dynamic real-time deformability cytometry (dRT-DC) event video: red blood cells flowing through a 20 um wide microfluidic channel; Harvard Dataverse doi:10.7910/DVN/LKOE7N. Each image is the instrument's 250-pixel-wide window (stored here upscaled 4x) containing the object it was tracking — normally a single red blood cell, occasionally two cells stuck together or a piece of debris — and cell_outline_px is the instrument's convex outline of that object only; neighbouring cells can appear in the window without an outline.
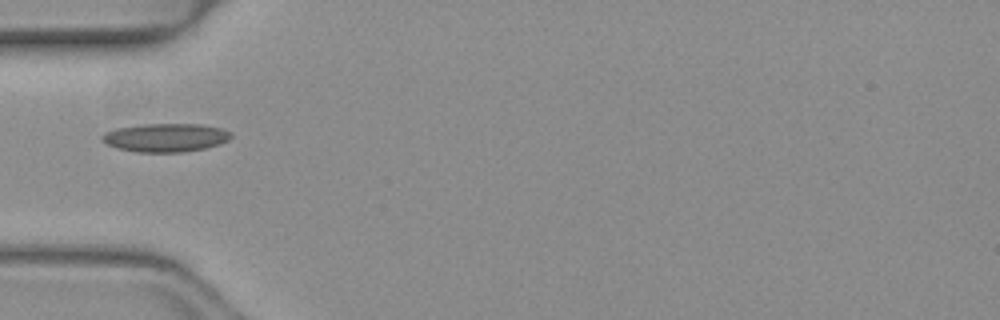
{"species": "common noctule bat (a hibernating species)", "species_latin": "Nyctalus noctula", "temperature_condition": "warm", "stored_images_in_passage": 35, "camera_frame_rate_fps": 3000, "um_per_image_px": 0.085, "animal": {"sex": "female", "body_mass_g": 19.3, "forearm_length_mm": 54.1}, "frame": {"image": 1, "passage_image": 1, "time_ms": 0.0, "image_size_px": [1000, 320], "cell_outline_px": [[232, 136], [228, 140], [220, 144], [204, 148], [184, 152], [136, 152], [120, 148], [108, 144], [100, 136], [104, 132], [116, 128], [144, 124], [200, 124], [224, 128], [232, 132]], "centroid_in_image_um": [14.13, 11.68], "position_along_channel_um": 70.9, "area_um2": 21.39}}
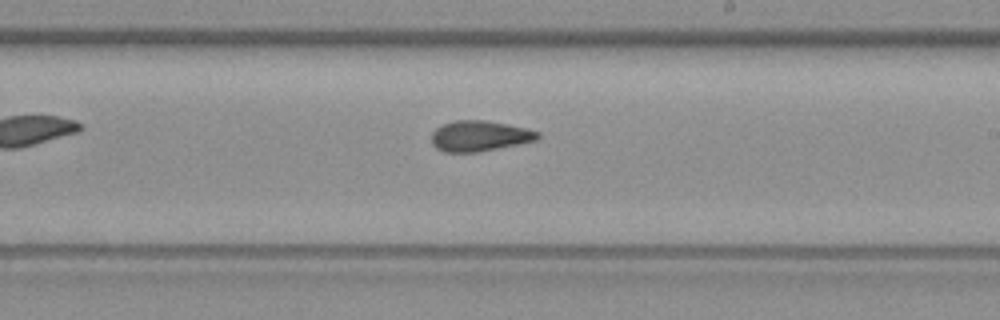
{"frame": {"image": 2, "passage_image": 14, "time_ms": 4.333, "image_size_px": [1000, 320], "cell_outline_px": [[540, 136], [536, 140], [476, 152], [444, 152], [436, 148], [432, 144], [432, 132], [440, 124], [456, 120], [484, 120], [508, 124], [540, 132]], "centroid_in_image_um": [40.71, 11.55], "position_along_channel_um": 248.3, "area_um2": 18.79}}
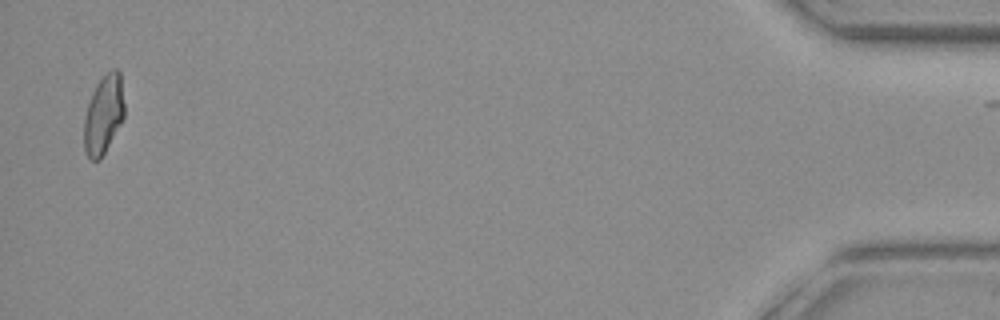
{"frame": {"image": 3, "passage_image": 34, "time_ms": 11.0, "image_size_px": [1000, 320], "cell_outline_px": [[124, 116], [120, 124], [100, 160], [88, 160], [84, 148], [84, 120], [88, 104], [92, 92], [96, 84], [112, 68], [116, 68], [120, 72], [124, 104]], "centroid_in_image_um": [8.79, 9.74], "position_along_channel_um": 426.4, "area_um2": 18.38}}